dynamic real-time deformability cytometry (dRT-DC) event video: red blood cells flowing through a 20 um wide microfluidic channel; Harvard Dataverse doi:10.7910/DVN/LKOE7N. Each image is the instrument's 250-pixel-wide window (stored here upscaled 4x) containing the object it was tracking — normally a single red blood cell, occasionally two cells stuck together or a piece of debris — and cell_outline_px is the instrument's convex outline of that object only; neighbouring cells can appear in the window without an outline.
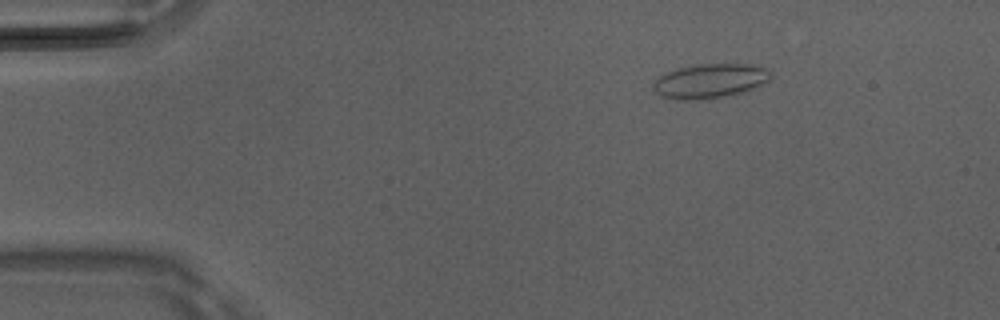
{"species": "Egyptian fruit bat (a non-hibernating species)", "species_latin": "Rousettus aegyptiacus", "temperature_condition": "room temperature", "stored_images_in_passage": 5, "camera_frame_rate_fps": 3000, "um_per_image_px": 0.085, "animal": {"sex": "male"}, "frame": {"image": 1, "passage_image": 2, "time_ms": 0.333, "image_size_px": [1000, 320], "cell_outline_px": [[772, 80], [748, 92], [732, 96], [688, 100], [680, 100], [660, 96], [652, 88], [652, 84], [660, 76], [668, 72], [680, 68], [700, 64], [752, 64], [772, 68]], "centroid_in_image_um": [60.47, 6.89], "position_along_channel_um": 24.5, "area_um2": 24.1}}